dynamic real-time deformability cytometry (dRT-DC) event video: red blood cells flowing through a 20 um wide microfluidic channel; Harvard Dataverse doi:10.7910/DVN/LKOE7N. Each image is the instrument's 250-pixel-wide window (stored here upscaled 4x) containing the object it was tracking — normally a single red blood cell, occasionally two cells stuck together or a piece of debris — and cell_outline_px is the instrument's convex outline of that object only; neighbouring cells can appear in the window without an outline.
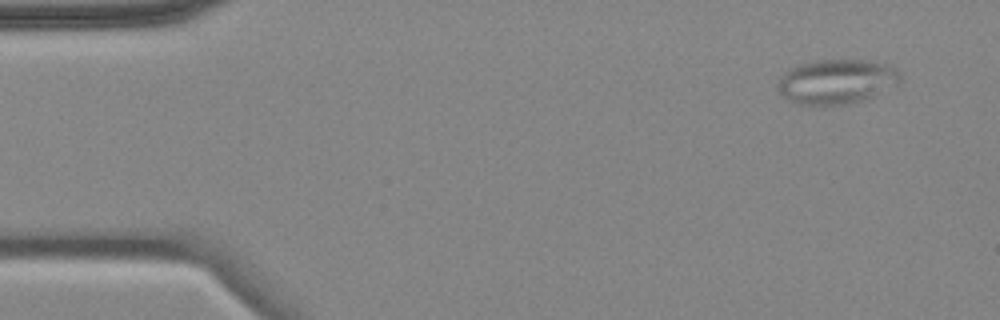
{"species": "common noctule bat (a hibernating species)", "species_latin": "Nyctalus noctula", "temperature_condition": "cold", "stored_images_in_passage": 5, "camera_frame_rate_fps": 3000, "um_per_image_px": 0.085, "animal": {"sex": "female", "body_mass_g": 18.4}, "frame": {"image": 1, "passage_image": 1, "time_ms": 0.0, "image_size_px": [1000, 320], "cell_outline_px": [[900, 80], [896, 84], [868, 100], [852, 104], [824, 108], [800, 104], [788, 100], [776, 88], [776, 84], [784, 72], [788, 68], [812, 60], [868, 60], [888, 64], [896, 68], [900, 76]], "centroid_in_image_um": [71.08, 6.97], "position_along_channel_um": 13.9, "area_um2": 32.83}}
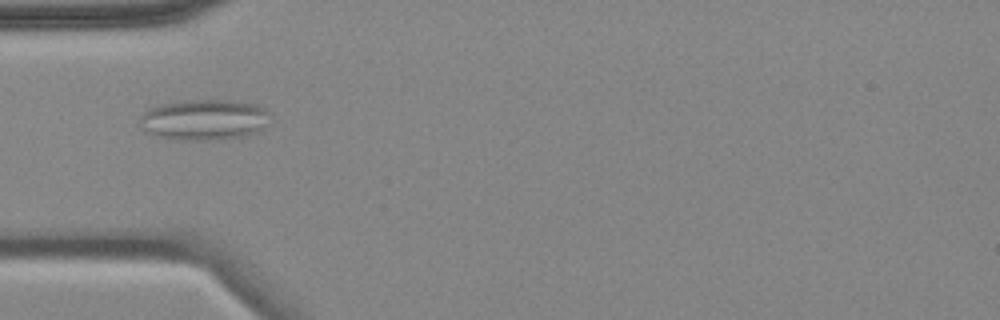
{"frame": {"image": 2, "passage_image": 4, "time_ms": 4.333, "image_size_px": [1000, 320], "cell_outline_px": [[268, 112], [264, 128], [256, 132], [244, 136], [196, 140], [176, 140], [160, 136], [148, 132], [140, 128], [140, 116], [148, 108], [160, 104], [192, 100], [228, 100], [256, 104], [264, 108]], "centroid_in_image_um": [17.31, 10.16], "position_along_channel_um": 67.7, "area_um2": 30.58}}
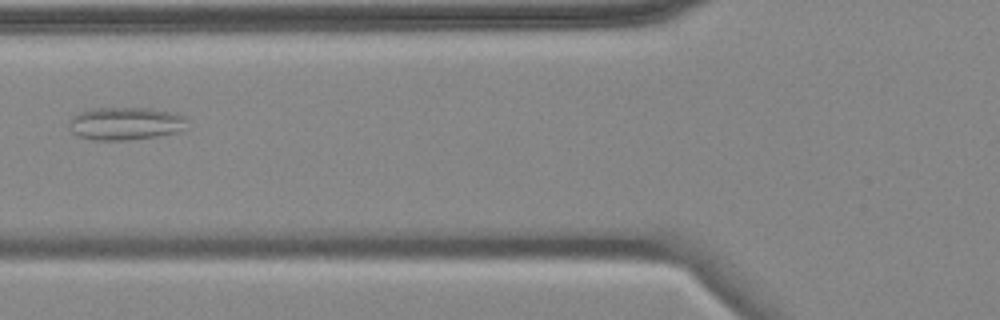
{"frame": {"image": 3, "passage_image": 5, "time_ms": 5.667, "image_size_px": [1000, 320], "cell_outline_px": [[188, 120], [180, 132], [156, 136], [128, 140], [96, 140], [76, 136], [68, 128], [68, 120], [72, 116], [80, 112], [92, 108], [148, 108], [172, 112], [184, 116]], "centroid_in_image_um": [10.62, 10.5], "position_along_channel_um": 115.2, "area_um2": 22.77}}